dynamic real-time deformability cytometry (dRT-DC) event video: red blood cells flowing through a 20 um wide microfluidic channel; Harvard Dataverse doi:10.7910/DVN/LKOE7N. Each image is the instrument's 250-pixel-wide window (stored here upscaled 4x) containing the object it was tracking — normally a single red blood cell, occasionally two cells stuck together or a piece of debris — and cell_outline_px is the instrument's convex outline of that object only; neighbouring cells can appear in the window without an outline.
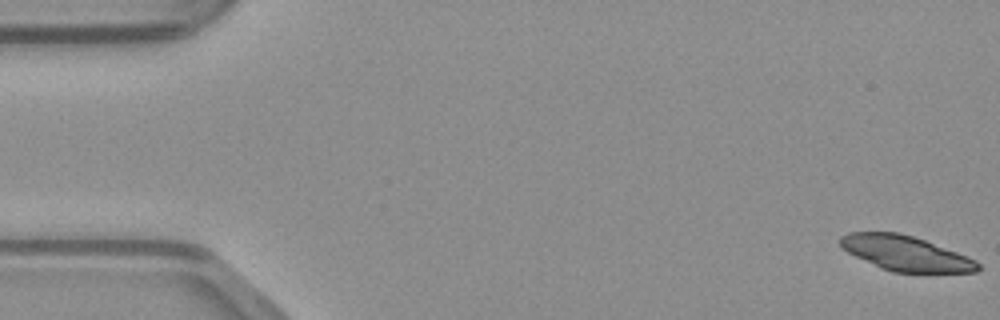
{"species": "common noctule bat (a hibernating species)", "species_latin": "Nyctalus noctula", "temperature_condition": "warm", "stored_images_in_passage": 49, "camera_frame_rate_fps": 3000, "um_per_image_px": 0.085, "animal": {"sex": "male", "body_mass_g": 23.1, "forearm_length_mm": 52.7}, "frame": {"image": 1, "passage_image": 1, "time_ms": 0.0, "image_size_px": [1000, 320], "cell_outline_px": [[980, 268], [976, 272], [892, 272], [880, 268], [848, 252], [840, 244], [840, 236], [848, 232], [900, 232], [924, 240], [968, 256], [976, 260], [980, 264]], "centroid_in_image_um": [76.98, 21.53], "position_along_channel_um": 8.0, "area_um2": 27.8}}
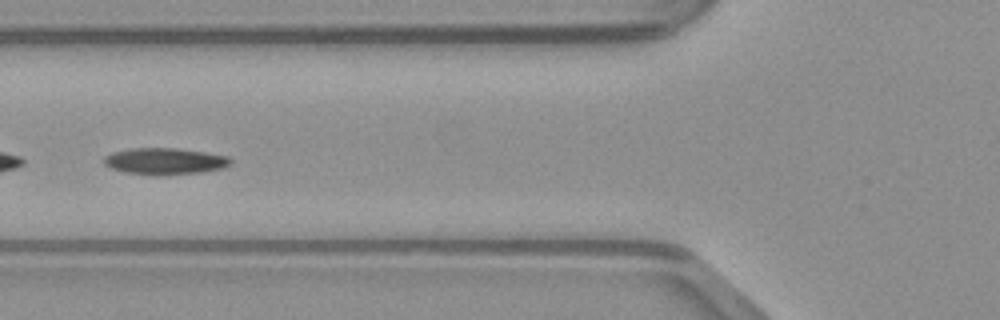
{"frame": {"image": 2, "passage_image": 19, "time_ms": 6.0, "image_size_px": [1000, 320], "cell_outline_px": [[232, 164], [224, 168], [204, 172], [160, 176], [156, 176], [124, 172], [112, 168], [104, 164], [104, 156], [112, 152], [132, 148], [176, 148], [204, 152], [228, 156], [232, 160]], "centroid_in_image_um": [14.03, 13.71], "position_along_channel_um": 111.8, "area_um2": 19.88}}
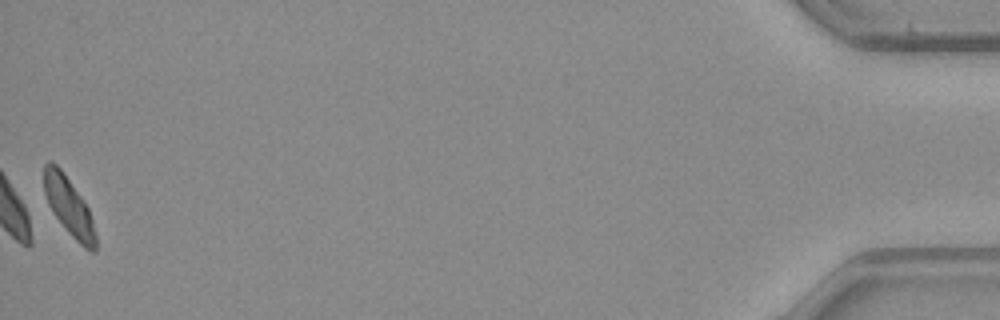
{"frame": {"image": 3, "passage_image": 49, "time_ms": 16.0, "image_size_px": [1000, 320], "cell_outline_px": [[96, 252], [92, 252], [84, 248], [68, 232], [52, 212], [48, 204], [44, 192], [44, 164], [48, 160], [52, 160], [60, 168], [84, 200], [88, 208], [92, 220], [96, 236]], "centroid_in_image_um": [5.85, 17.53], "position_along_channel_um": 429.4, "area_um2": 17.51}}